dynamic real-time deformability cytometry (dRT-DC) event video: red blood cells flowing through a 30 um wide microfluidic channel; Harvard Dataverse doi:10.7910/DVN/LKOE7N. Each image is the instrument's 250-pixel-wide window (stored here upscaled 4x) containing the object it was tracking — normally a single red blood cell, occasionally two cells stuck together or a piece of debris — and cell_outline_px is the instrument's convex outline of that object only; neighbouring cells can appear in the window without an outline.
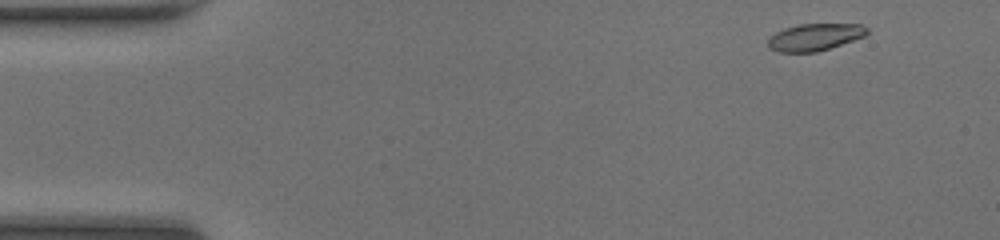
{"species": "common noctule bat (a hibernating species)", "species_latin": "Nyctalus noctula", "temperature_condition": "room temperature", "stored_images_in_passage": 45, "camera_frame_rate_fps": 3000, "um_per_image_px": 0.085, "animal": {"sex": "female", "body_mass_g": 20.0, "forearm_length_mm": 54.0}, "frame": {"image": 1, "passage_image": 1, "time_ms": 0.0, "image_size_px": [1000, 240], "cell_outline_px": [[868, 32], [864, 36], [816, 52], [776, 52], [768, 48], [768, 40], [776, 32], [784, 28], [800, 24], [860, 24], [868, 28]], "centroid_in_image_um": [69.22, 3.15], "position_along_channel_um": 15.8, "area_um2": 15.43}}
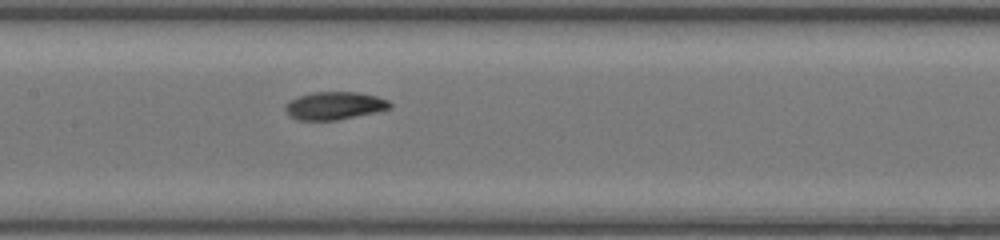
{"frame": {"image": 2, "passage_image": 20, "time_ms": 6.333, "image_size_px": [1000, 240], "cell_outline_px": [[392, 108], [336, 120], [296, 120], [288, 116], [284, 108], [284, 104], [288, 100], [312, 92], [356, 92], [376, 96], [388, 100], [392, 104]], "centroid_in_image_um": [28.37, 8.98], "position_along_channel_um": 179.0, "area_um2": 16.99}}
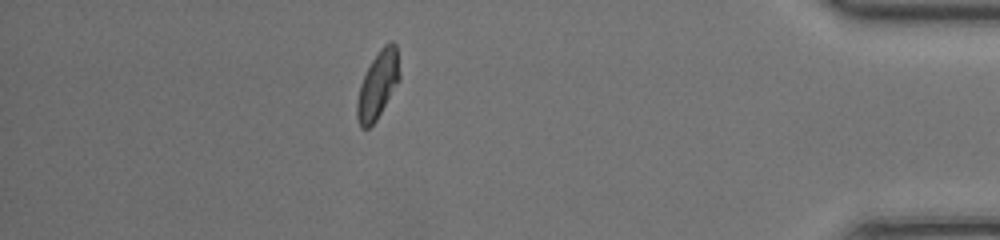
{"frame": {"image": 3, "passage_image": 39, "time_ms": 12.667, "image_size_px": [1000, 240], "cell_outline_px": [[400, 80], [376, 120], [368, 128], [360, 128], [356, 116], [356, 100], [360, 84], [372, 60], [380, 48], [388, 40], [392, 40], [396, 44], [400, 76]], "centroid_in_image_um": [32.11, 7.2], "position_along_channel_um": 403.1, "area_um2": 16.76}, "authors_computed_cell_mechanics": {"area_um2": 16.473, "velocity_mm_per_s": 4.286, "shape_relaxation_time_tau1_ms": 3.2677, "shape_relaxation_time_tau2_ms": 3.2201, "deformation_change_tau1": 0.1446, "deformation_change_tau2": 0.0666}}